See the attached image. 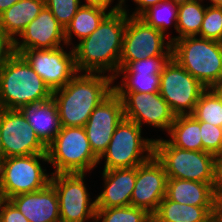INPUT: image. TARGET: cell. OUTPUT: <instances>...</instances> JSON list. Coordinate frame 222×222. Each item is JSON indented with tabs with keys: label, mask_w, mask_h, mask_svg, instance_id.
<instances>
[{
	"label": "cell",
	"mask_w": 222,
	"mask_h": 222,
	"mask_svg": "<svg viewBox=\"0 0 222 222\" xmlns=\"http://www.w3.org/2000/svg\"><path fill=\"white\" fill-rule=\"evenodd\" d=\"M212 221L213 222H222V197L215 196V198H214Z\"/></svg>",
	"instance_id": "cell-38"
},
{
	"label": "cell",
	"mask_w": 222,
	"mask_h": 222,
	"mask_svg": "<svg viewBox=\"0 0 222 222\" xmlns=\"http://www.w3.org/2000/svg\"><path fill=\"white\" fill-rule=\"evenodd\" d=\"M15 39V52L20 54L29 49H53L66 45L65 29L59 24L51 11L44 6L24 31Z\"/></svg>",
	"instance_id": "cell-18"
},
{
	"label": "cell",
	"mask_w": 222,
	"mask_h": 222,
	"mask_svg": "<svg viewBox=\"0 0 222 222\" xmlns=\"http://www.w3.org/2000/svg\"><path fill=\"white\" fill-rule=\"evenodd\" d=\"M142 128L135 122L123 119L115 128L106 151L103 170L137 167L154 155V139L141 137Z\"/></svg>",
	"instance_id": "cell-7"
},
{
	"label": "cell",
	"mask_w": 222,
	"mask_h": 222,
	"mask_svg": "<svg viewBox=\"0 0 222 222\" xmlns=\"http://www.w3.org/2000/svg\"><path fill=\"white\" fill-rule=\"evenodd\" d=\"M3 200H4V197H3L2 192L0 191V206H1V203L3 202Z\"/></svg>",
	"instance_id": "cell-46"
},
{
	"label": "cell",
	"mask_w": 222,
	"mask_h": 222,
	"mask_svg": "<svg viewBox=\"0 0 222 222\" xmlns=\"http://www.w3.org/2000/svg\"><path fill=\"white\" fill-rule=\"evenodd\" d=\"M5 152L2 146V140H1V128H0V164L2 163V161L5 159Z\"/></svg>",
	"instance_id": "cell-42"
},
{
	"label": "cell",
	"mask_w": 222,
	"mask_h": 222,
	"mask_svg": "<svg viewBox=\"0 0 222 222\" xmlns=\"http://www.w3.org/2000/svg\"><path fill=\"white\" fill-rule=\"evenodd\" d=\"M192 115L198 121L222 127V103L210 88L201 94Z\"/></svg>",
	"instance_id": "cell-30"
},
{
	"label": "cell",
	"mask_w": 222,
	"mask_h": 222,
	"mask_svg": "<svg viewBox=\"0 0 222 222\" xmlns=\"http://www.w3.org/2000/svg\"><path fill=\"white\" fill-rule=\"evenodd\" d=\"M167 174L163 164L153 155L136 167V182L130 205L153 216L166 195Z\"/></svg>",
	"instance_id": "cell-16"
},
{
	"label": "cell",
	"mask_w": 222,
	"mask_h": 222,
	"mask_svg": "<svg viewBox=\"0 0 222 222\" xmlns=\"http://www.w3.org/2000/svg\"><path fill=\"white\" fill-rule=\"evenodd\" d=\"M138 7L132 12V17H139L144 11H146L151 6L157 5L159 2L163 0H133Z\"/></svg>",
	"instance_id": "cell-37"
},
{
	"label": "cell",
	"mask_w": 222,
	"mask_h": 222,
	"mask_svg": "<svg viewBox=\"0 0 222 222\" xmlns=\"http://www.w3.org/2000/svg\"><path fill=\"white\" fill-rule=\"evenodd\" d=\"M207 88L173 58L160 74L159 94L176 116L192 115Z\"/></svg>",
	"instance_id": "cell-9"
},
{
	"label": "cell",
	"mask_w": 222,
	"mask_h": 222,
	"mask_svg": "<svg viewBox=\"0 0 222 222\" xmlns=\"http://www.w3.org/2000/svg\"><path fill=\"white\" fill-rule=\"evenodd\" d=\"M165 197L180 204L213 206L215 193L209 183L167 178Z\"/></svg>",
	"instance_id": "cell-22"
},
{
	"label": "cell",
	"mask_w": 222,
	"mask_h": 222,
	"mask_svg": "<svg viewBox=\"0 0 222 222\" xmlns=\"http://www.w3.org/2000/svg\"><path fill=\"white\" fill-rule=\"evenodd\" d=\"M9 200L29 222H61L58 196L51 183L39 191L18 194Z\"/></svg>",
	"instance_id": "cell-19"
},
{
	"label": "cell",
	"mask_w": 222,
	"mask_h": 222,
	"mask_svg": "<svg viewBox=\"0 0 222 222\" xmlns=\"http://www.w3.org/2000/svg\"><path fill=\"white\" fill-rule=\"evenodd\" d=\"M170 135L167 140L171 145L181 149L203 151L200 121L193 115H179L167 132Z\"/></svg>",
	"instance_id": "cell-26"
},
{
	"label": "cell",
	"mask_w": 222,
	"mask_h": 222,
	"mask_svg": "<svg viewBox=\"0 0 222 222\" xmlns=\"http://www.w3.org/2000/svg\"><path fill=\"white\" fill-rule=\"evenodd\" d=\"M104 190L95 199L96 208L130 206L136 182V167L103 170Z\"/></svg>",
	"instance_id": "cell-20"
},
{
	"label": "cell",
	"mask_w": 222,
	"mask_h": 222,
	"mask_svg": "<svg viewBox=\"0 0 222 222\" xmlns=\"http://www.w3.org/2000/svg\"><path fill=\"white\" fill-rule=\"evenodd\" d=\"M213 206L180 204L166 197L152 216L155 222H212Z\"/></svg>",
	"instance_id": "cell-25"
},
{
	"label": "cell",
	"mask_w": 222,
	"mask_h": 222,
	"mask_svg": "<svg viewBox=\"0 0 222 222\" xmlns=\"http://www.w3.org/2000/svg\"><path fill=\"white\" fill-rule=\"evenodd\" d=\"M172 58L206 88L222 81V42L179 38L172 42Z\"/></svg>",
	"instance_id": "cell-4"
},
{
	"label": "cell",
	"mask_w": 222,
	"mask_h": 222,
	"mask_svg": "<svg viewBox=\"0 0 222 222\" xmlns=\"http://www.w3.org/2000/svg\"><path fill=\"white\" fill-rule=\"evenodd\" d=\"M177 15L178 6L169 0H163L157 5L148 8L139 18L165 35L168 26L173 23L172 21H174L173 26L177 32Z\"/></svg>",
	"instance_id": "cell-28"
},
{
	"label": "cell",
	"mask_w": 222,
	"mask_h": 222,
	"mask_svg": "<svg viewBox=\"0 0 222 222\" xmlns=\"http://www.w3.org/2000/svg\"><path fill=\"white\" fill-rule=\"evenodd\" d=\"M15 53V41L0 29V70Z\"/></svg>",
	"instance_id": "cell-35"
},
{
	"label": "cell",
	"mask_w": 222,
	"mask_h": 222,
	"mask_svg": "<svg viewBox=\"0 0 222 222\" xmlns=\"http://www.w3.org/2000/svg\"><path fill=\"white\" fill-rule=\"evenodd\" d=\"M122 10L117 4L109 9L81 5L70 24L65 28L66 46H70L73 34L79 39V42L92 34L101 23V21L109 14Z\"/></svg>",
	"instance_id": "cell-24"
},
{
	"label": "cell",
	"mask_w": 222,
	"mask_h": 222,
	"mask_svg": "<svg viewBox=\"0 0 222 222\" xmlns=\"http://www.w3.org/2000/svg\"><path fill=\"white\" fill-rule=\"evenodd\" d=\"M0 128L6 158L47 154V146L39 139L19 109L0 108Z\"/></svg>",
	"instance_id": "cell-13"
},
{
	"label": "cell",
	"mask_w": 222,
	"mask_h": 222,
	"mask_svg": "<svg viewBox=\"0 0 222 222\" xmlns=\"http://www.w3.org/2000/svg\"><path fill=\"white\" fill-rule=\"evenodd\" d=\"M214 193L216 197H222V155L216 157V183Z\"/></svg>",
	"instance_id": "cell-36"
},
{
	"label": "cell",
	"mask_w": 222,
	"mask_h": 222,
	"mask_svg": "<svg viewBox=\"0 0 222 222\" xmlns=\"http://www.w3.org/2000/svg\"><path fill=\"white\" fill-rule=\"evenodd\" d=\"M81 3L80 0H45V6L64 29L70 24Z\"/></svg>",
	"instance_id": "cell-32"
},
{
	"label": "cell",
	"mask_w": 222,
	"mask_h": 222,
	"mask_svg": "<svg viewBox=\"0 0 222 222\" xmlns=\"http://www.w3.org/2000/svg\"><path fill=\"white\" fill-rule=\"evenodd\" d=\"M118 1H119L118 4H117L118 6H120L122 9H123V8H126V5H125V1H126V0H118ZM123 6H124V7H123Z\"/></svg>",
	"instance_id": "cell-45"
},
{
	"label": "cell",
	"mask_w": 222,
	"mask_h": 222,
	"mask_svg": "<svg viewBox=\"0 0 222 222\" xmlns=\"http://www.w3.org/2000/svg\"><path fill=\"white\" fill-rule=\"evenodd\" d=\"M154 155L163 164L167 178L209 183L215 187L216 156L171 145L166 139H154Z\"/></svg>",
	"instance_id": "cell-5"
},
{
	"label": "cell",
	"mask_w": 222,
	"mask_h": 222,
	"mask_svg": "<svg viewBox=\"0 0 222 222\" xmlns=\"http://www.w3.org/2000/svg\"><path fill=\"white\" fill-rule=\"evenodd\" d=\"M127 19L123 9L109 13L92 34L72 46L77 72L117 75Z\"/></svg>",
	"instance_id": "cell-1"
},
{
	"label": "cell",
	"mask_w": 222,
	"mask_h": 222,
	"mask_svg": "<svg viewBox=\"0 0 222 222\" xmlns=\"http://www.w3.org/2000/svg\"><path fill=\"white\" fill-rule=\"evenodd\" d=\"M152 216L134 206L96 208L95 222H150Z\"/></svg>",
	"instance_id": "cell-29"
},
{
	"label": "cell",
	"mask_w": 222,
	"mask_h": 222,
	"mask_svg": "<svg viewBox=\"0 0 222 222\" xmlns=\"http://www.w3.org/2000/svg\"><path fill=\"white\" fill-rule=\"evenodd\" d=\"M20 55L51 91L64 87L78 73L73 49L68 53L64 51L63 46L53 49H29L22 51Z\"/></svg>",
	"instance_id": "cell-12"
},
{
	"label": "cell",
	"mask_w": 222,
	"mask_h": 222,
	"mask_svg": "<svg viewBox=\"0 0 222 222\" xmlns=\"http://www.w3.org/2000/svg\"><path fill=\"white\" fill-rule=\"evenodd\" d=\"M169 1H171L175 5L179 6V5H182L184 3H188V2L194 1V0H169Z\"/></svg>",
	"instance_id": "cell-43"
},
{
	"label": "cell",
	"mask_w": 222,
	"mask_h": 222,
	"mask_svg": "<svg viewBox=\"0 0 222 222\" xmlns=\"http://www.w3.org/2000/svg\"><path fill=\"white\" fill-rule=\"evenodd\" d=\"M19 0H0V14L9 9L13 4Z\"/></svg>",
	"instance_id": "cell-40"
},
{
	"label": "cell",
	"mask_w": 222,
	"mask_h": 222,
	"mask_svg": "<svg viewBox=\"0 0 222 222\" xmlns=\"http://www.w3.org/2000/svg\"><path fill=\"white\" fill-rule=\"evenodd\" d=\"M47 155L48 163L55 169L51 174L86 173L99 164L84 127L61 126L47 146Z\"/></svg>",
	"instance_id": "cell-6"
},
{
	"label": "cell",
	"mask_w": 222,
	"mask_h": 222,
	"mask_svg": "<svg viewBox=\"0 0 222 222\" xmlns=\"http://www.w3.org/2000/svg\"><path fill=\"white\" fill-rule=\"evenodd\" d=\"M50 183L54 186L60 211L61 222H95L96 202L84 184L85 173L50 174ZM94 219V220H93Z\"/></svg>",
	"instance_id": "cell-10"
},
{
	"label": "cell",
	"mask_w": 222,
	"mask_h": 222,
	"mask_svg": "<svg viewBox=\"0 0 222 222\" xmlns=\"http://www.w3.org/2000/svg\"><path fill=\"white\" fill-rule=\"evenodd\" d=\"M0 222H29V220L9 199H4L0 206Z\"/></svg>",
	"instance_id": "cell-34"
},
{
	"label": "cell",
	"mask_w": 222,
	"mask_h": 222,
	"mask_svg": "<svg viewBox=\"0 0 222 222\" xmlns=\"http://www.w3.org/2000/svg\"><path fill=\"white\" fill-rule=\"evenodd\" d=\"M44 6L45 0H19L0 14V29L15 41Z\"/></svg>",
	"instance_id": "cell-23"
},
{
	"label": "cell",
	"mask_w": 222,
	"mask_h": 222,
	"mask_svg": "<svg viewBox=\"0 0 222 222\" xmlns=\"http://www.w3.org/2000/svg\"><path fill=\"white\" fill-rule=\"evenodd\" d=\"M19 110L39 139L48 146L61 128L58 107L54 99L23 105Z\"/></svg>",
	"instance_id": "cell-21"
},
{
	"label": "cell",
	"mask_w": 222,
	"mask_h": 222,
	"mask_svg": "<svg viewBox=\"0 0 222 222\" xmlns=\"http://www.w3.org/2000/svg\"><path fill=\"white\" fill-rule=\"evenodd\" d=\"M50 98L51 89L20 54L15 53L0 70L1 109H20Z\"/></svg>",
	"instance_id": "cell-3"
},
{
	"label": "cell",
	"mask_w": 222,
	"mask_h": 222,
	"mask_svg": "<svg viewBox=\"0 0 222 222\" xmlns=\"http://www.w3.org/2000/svg\"><path fill=\"white\" fill-rule=\"evenodd\" d=\"M122 100L124 117L142 128L143 123L169 131L176 115L158 93L115 92Z\"/></svg>",
	"instance_id": "cell-14"
},
{
	"label": "cell",
	"mask_w": 222,
	"mask_h": 222,
	"mask_svg": "<svg viewBox=\"0 0 222 222\" xmlns=\"http://www.w3.org/2000/svg\"><path fill=\"white\" fill-rule=\"evenodd\" d=\"M113 83L109 74L78 72L64 87L52 91L60 125L84 127L93 110L114 91Z\"/></svg>",
	"instance_id": "cell-2"
},
{
	"label": "cell",
	"mask_w": 222,
	"mask_h": 222,
	"mask_svg": "<svg viewBox=\"0 0 222 222\" xmlns=\"http://www.w3.org/2000/svg\"><path fill=\"white\" fill-rule=\"evenodd\" d=\"M124 118L122 100L114 91L91 113L84 128L92 152L98 159L106 151L115 128Z\"/></svg>",
	"instance_id": "cell-15"
},
{
	"label": "cell",
	"mask_w": 222,
	"mask_h": 222,
	"mask_svg": "<svg viewBox=\"0 0 222 222\" xmlns=\"http://www.w3.org/2000/svg\"><path fill=\"white\" fill-rule=\"evenodd\" d=\"M200 132L203 151L216 157L222 155V127L200 121Z\"/></svg>",
	"instance_id": "cell-33"
},
{
	"label": "cell",
	"mask_w": 222,
	"mask_h": 222,
	"mask_svg": "<svg viewBox=\"0 0 222 222\" xmlns=\"http://www.w3.org/2000/svg\"><path fill=\"white\" fill-rule=\"evenodd\" d=\"M123 10L128 14V19L123 35L120 62L137 61L154 56H172L171 40L165 43V37H169L167 33L165 36L139 17L129 16L125 8Z\"/></svg>",
	"instance_id": "cell-11"
},
{
	"label": "cell",
	"mask_w": 222,
	"mask_h": 222,
	"mask_svg": "<svg viewBox=\"0 0 222 222\" xmlns=\"http://www.w3.org/2000/svg\"><path fill=\"white\" fill-rule=\"evenodd\" d=\"M85 1L86 2L83 5L97 6L107 10L108 7H110V5L112 4L111 2H113L114 0H85Z\"/></svg>",
	"instance_id": "cell-39"
},
{
	"label": "cell",
	"mask_w": 222,
	"mask_h": 222,
	"mask_svg": "<svg viewBox=\"0 0 222 222\" xmlns=\"http://www.w3.org/2000/svg\"><path fill=\"white\" fill-rule=\"evenodd\" d=\"M198 36L222 42V6H206V12Z\"/></svg>",
	"instance_id": "cell-31"
},
{
	"label": "cell",
	"mask_w": 222,
	"mask_h": 222,
	"mask_svg": "<svg viewBox=\"0 0 222 222\" xmlns=\"http://www.w3.org/2000/svg\"><path fill=\"white\" fill-rule=\"evenodd\" d=\"M203 0H194L178 6L177 33L179 36L169 38L171 43L179 38L198 36L206 12Z\"/></svg>",
	"instance_id": "cell-27"
},
{
	"label": "cell",
	"mask_w": 222,
	"mask_h": 222,
	"mask_svg": "<svg viewBox=\"0 0 222 222\" xmlns=\"http://www.w3.org/2000/svg\"><path fill=\"white\" fill-rule=\"evenodd\" d=\"M40 160L48 162L47 154L29 156H14L5 158L0 164V191L4 199L15 195L36 192L45 188L51 176L46 174V168Z\"/></svg>",
	"instance_id": "cell-8"
},
{
	"label": "cell",
	"mask_w": 222,
	"mask_h": 222,
	"mask_svg": "<svg viewBox=\"0 0 222 222\" xmlns=\"http://www.w3.org/2000/svg\"><path fill=\"white\" fill-rule=\"evenodd\" d=\"M210 89L217 95V97L222 103V81L220 83L212 85Z\"/></svg>",
	"instance_id": "cell-41"
},
{
	"label": "cell",
	"mask_w": 222,
	"mask_h": 222,
	"mask_svg": "<svg viewBox=\"0 0 222 222\" xmlns=\"http://www.w3.org/2000/svg\"><path fill=\"white\" fill-rule=\"evenodd\" d=\"M211 4L209 5H214V6H222V0H209Z\"/></svg>",
	"instance_id": "cell-44"
},
{
	"label": "cell",
	"mask_w": 222,
	"mask_h": 222,
	"mask_svg": "<svg viewBox=\"0 0 222 222\" xmlns=\"http://www.w3.org/2000/svg\"><path fill=\"white\" fill-rule=\"evenodd\" d=\"M172 56H154L131 62H120L116 80L122 75V84L113 85L114 92L158 93L160 74Z\"/></svg>",
	"instance_id": "cell-17"
}]
</instances>
